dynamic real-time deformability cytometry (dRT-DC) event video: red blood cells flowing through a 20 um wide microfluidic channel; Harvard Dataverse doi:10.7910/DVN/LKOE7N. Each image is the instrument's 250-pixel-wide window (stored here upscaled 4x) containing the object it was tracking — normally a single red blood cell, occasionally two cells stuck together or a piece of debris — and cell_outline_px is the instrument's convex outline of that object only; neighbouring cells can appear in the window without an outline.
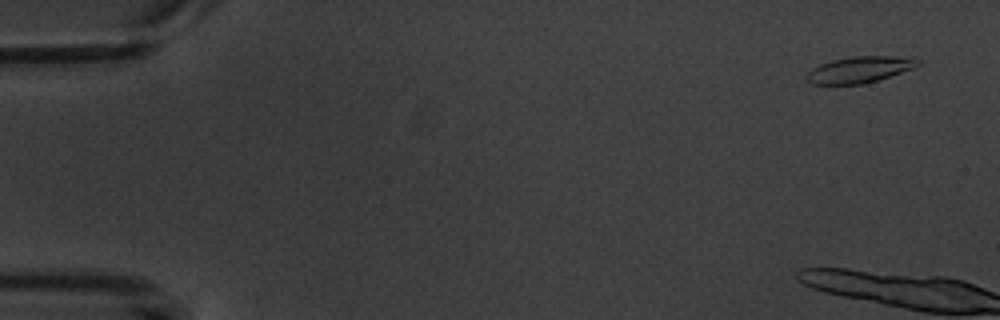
{"species": "common noctule bat (a hibernating species)", "species_latin": "Nyctalus noctula", "temperature_condition": "warm", "stored_images_in_passage": 5, "camera_frame_rate_fps": 3000, "um_per_image_px": 0.085, "animal": {"sex": "male", "body_mass_g": 20.1, "forearm_length_mm": 53.5}, "frame": {"image": 1, "passage_image": 1, "time_ms": 0.0, "image_size_px": [1000, 320], "cell_outline_px": [[920, 64], [912, 68], [864, 84], [812, 84], [804, 76], [812, 68], [820, 64], [832, 60], [852, 56], [892, 56], [920, 60]], "centroid_in_image_um": [72.99, 5.92], "position_along_channel_um": 12.0, "area_um2": 16.7}}